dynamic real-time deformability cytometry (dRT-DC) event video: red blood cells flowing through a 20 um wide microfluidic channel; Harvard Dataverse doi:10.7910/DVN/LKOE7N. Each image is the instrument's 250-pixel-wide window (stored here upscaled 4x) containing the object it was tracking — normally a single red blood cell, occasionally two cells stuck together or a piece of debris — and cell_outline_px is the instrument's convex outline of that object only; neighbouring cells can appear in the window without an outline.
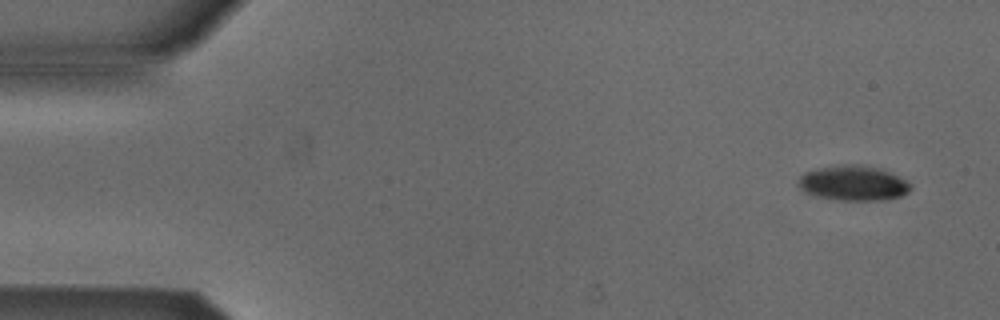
{"species": "Egyptian fruit bat (a non-hibernating species)", "species_latin": "Rousettus aegyptiacus", "temperature_condition": "cold", "stored_images_in_passage": 4, "camera_frame_rate_fps": 3000, "um_per_image_px": 0.085, "animal": {"sex": "male"}, "frame": {"image": 1, "passage_image": 1, "time_ms": 0.0, "image_size_px": [1000, 320], "cell_outline_px": [[912, 188], [908, 192], [900, 196], [884, 200], [836, 200], [816, 196], [800, 188], [800, 176], [804, 172], [816, 168], [840, 164], [864, 164], [884, 168], [892, 172], [912, 184]], "centroid_in_image_um": [72.58, 15.54], "position_along_channel_um": 12.4, "area_um2": 23.24}}
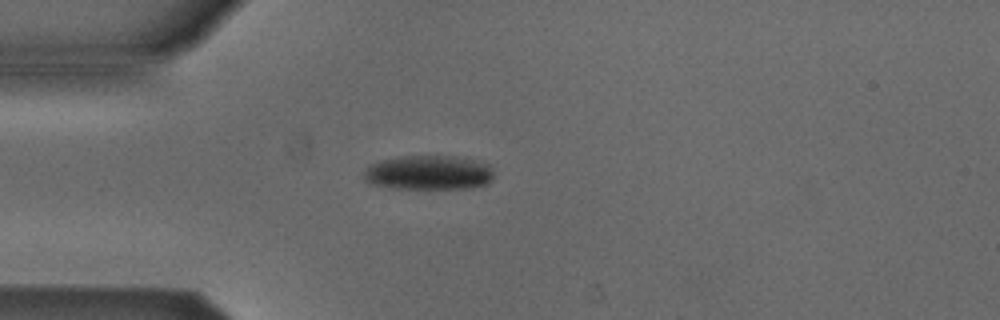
{"frame": {"image": 2, "passage_image": 4, "time_ms": 1.0, "image_size_px": [1000, 320], "cell_outline_px": [[492, 180], [488, 184], [468, 188], [392, 188], [368, 184], [364, 180], [364, 172], [372, 164], [380, 160], [404, 156], [456, 156], [476, 160], [492, 164]], "centroid_in_image_um": [36.46, 14.67], "position_along_channel_um": 48.5, "area_um2": 26.24}}